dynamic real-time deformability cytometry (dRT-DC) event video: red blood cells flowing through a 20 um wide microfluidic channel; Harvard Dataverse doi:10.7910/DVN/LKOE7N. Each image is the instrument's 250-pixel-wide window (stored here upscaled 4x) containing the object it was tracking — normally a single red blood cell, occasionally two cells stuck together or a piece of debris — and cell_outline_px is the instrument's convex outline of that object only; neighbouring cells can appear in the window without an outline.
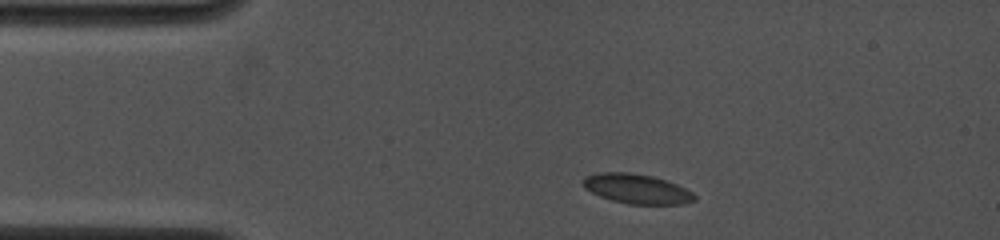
{"species": "common noctule bat (a hibernating species)", "species_latin": "Nyctalus noctula", "temperature_condition": "cold", "stored_images_in_passage": 23, "camera_frame_rate_fps": 4000, "um_per_image_px": 0.085, "animal": {"sex": "female", "body_mass_g": 19.0, "forearm_length_mm": 53.3}, "frame": {"image": 1, "passage_image": 1, "time_ms": 0.0, "image_size_px": [1000, 240], "cell_outline_px": [[696, 200], [684, 204], [628, 204], [612, 200], [600, 196], [584, 188], [580, 184], [584, 176], [600, 172], [628, 172], [652, 176], [668, 180], [692, 192], [696, 196]], "centroid_in_image_um": [54.1, 16.04], "position_along_channel_um": 30.9, "area_um2": 19.42}}
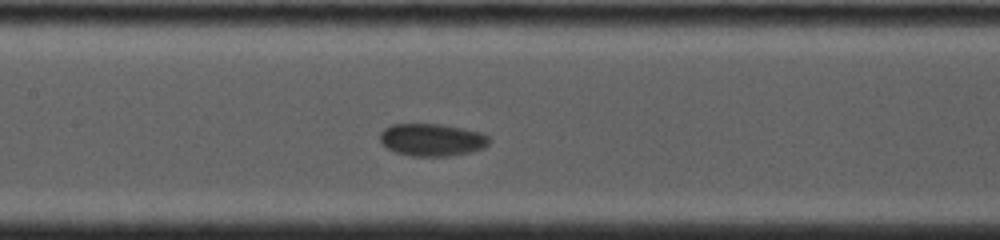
{"frame": {"image": 2, "passage_image": 10, "time_ms": 4.75, "image_size_px": [1000, 240], "cell_outline_px": [[492, 140], [484, 148], [468, 152], [448, 156], [412, 156], [396, 152], [388, 148], [380, 140], [380, 132], [384, 128], [392, 124], [440, 124], [480, 132], [488, 136]], "centroid_in_image_um": [36.72, 11.88], "position_along_channel_um": 170.7, "area_um2": 20.52}}
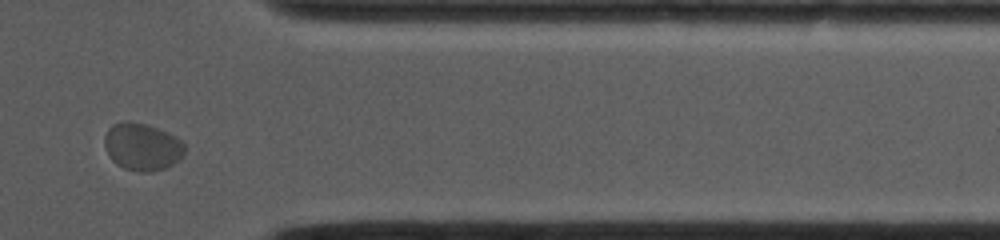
{"frame": {"image": 3, "passage_image": 20, "time_ms": 10.75, "image_size_px": [1000, 240], "cell_outline_px": [[184, 152], [180, 160], [164, 168], [152, 172], [140, 172], [124, 168], [116, 164], [112, 160], [104, 144], [104, 136], [108, 128], [112, 124], [124, 120], [144, 124], [168, 132], [184, 140]], "centroid_in_image_um": [12.09, 12.47], "position_along_channel_um": 399.3, "area_um2": 22.25}, "authors_computed_cell_mechanics": {"area_um2": 20.4612, "velocity_mm_per_s": 3.8552, "shape_relaxation_time_tau1_ms": 0.6535, "shape_relaxation_time_tau2_ms": null, "deformation_change_tau1": 0.0436, "deformation_change_tau2": null}}